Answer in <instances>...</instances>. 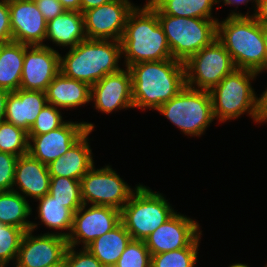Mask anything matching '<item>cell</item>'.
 Masks as SVG:
<instances>
[{
    "mask_svg": "<svg viewBox=\"0 0 267 267\" xmlns=\"http://www.w3.org/2000/svg\"><path fill=\"white\" fill-rule=\"evenodd\" d=\"M128 69L134 108L157 110L186 87L184 63L176 59L136 63Z\"/></svg>",
    "mask_w": 267,
    "mask_h": 267,
    "instance_id": "6da1fadb",
    "label": "cell"
},
{
    "mask_svg": "<svg viewBox=\"0 0 267 267\" xmlns=\"http://www.w3.org/2000/svg\"><path fill=\"white\" fill-rule=\"evenodd\" d=\"M125 67L173 59L157 12L146 2L129 13L121 39Z\"/></svg>",
    "mask_w": 267,
    "mask_h": 267,
    "instance_id": "7a4b0ae2",
    "label": "cell"
},
{
    "mask_svg": "<svg viewBox=\"0 0 267 267\" xmlns=\"http://www.w3.org/2000/svg\"><path fill=\"white\" fill-rule=\"evenodd\" d=\"M122 55L121 41L86 39L65 56L60 54V72L92 86L104 76L122 70L118 64Z\"/></svg>",
    "mask_w": 267,
    "mask_h": 267,
    "instance_id": "3957f363",
    "label": "cell"
},
{
    "mask_svg": "<svg viewBox=\"0 0 267 267\" xmlns=\"http://www.w3.org/2000/svg\"><path fill=\"white\" fill-rule=\"evenodd\" d=\"M217 40L230 54L236 69L266 71V48L261 24L253 16H228L217 21Z\"/></svg>",
    "mask_w": 267,
    "mask_h": 267,
    "instance_id": "277c9868",
    "label": "cell"
},
{
    "mask_svg": "<svg viewBox=\"0 0 267 267\" xmlns=\"http://www.w3.org/2000/svg\"><path fill=\"white\" fill-rule=\"evenodd\" d=\"M147 3L157 12L173 59L184 63L217 38L218 18L174 17L163 14L150 0Z\"/></svg>",
    "mask_w": 267,
    "mask_h": 267,
    "instance_id": "5b68a950",
    "label": "cell"
},
{
    "mask_svg": "<svg viewBox=\"0 0 267 267\" xmlns=\"http://www.w3.org/2000/svg\"><path fill=\"white\" fill-rule=\"evenodd\" d=\"M256 76V72L235 69L209 91L214 117L219 118V123L237 119L246 112L253 121L261 123L257 114V96L251 84Z\"/></svg>",
    "mask_w": 267,
    "mask_h": 267,
    "instance_id": "8992f818",
    "label": "cell"
},
{
    "mask_svg": "<svg viewBox=\"0 0 267 267\" xmlns=\"http://www.w3.org/2000/svg\"><path fill=\"white\" fill-rule=\"evenodd\" d=\"M121 223L132 239L145 241L176 211L166 198L145 185H140L120 210Z\"/></svg>",
    "mask_w": 267,
    "mask_h": 267,
    "instance_id": "52a82bcc",
    "label": "cell"
},
{
    "mask_svg": "<svg viewBox=\"0 0 267 267\" xmlns=\"http://www.w3.org/2000/svg\"><path fill=\"white\" fill-rule=\"evenodd\" d=\"M157 111L185 135L192 137H200L215 120L209 91L188 86L163 103Z\"/></svg>",
    "mask_w": 267,
    "mask_h": 267,
    "instance_id": "ba28073f",
    "label": "cell"
},
{
    "mask_svg": "<svg viewBox=\"0 0 267 267\" xmlns=\"http://www.w3.org/2000/svg\"><path fill=\"white\" fill-rule=\"evenodd\" d=\"M186 86L192 89L210 91L235 69L233 60L217 38L186 62Z\"/></svg>",
    "mask_w": 267,
    "mask_h": 267,
    "instance_id": "9c48e42d",
    "label": "cell"
},
{
    "mask_svg": "<svg viewBox=\"0 0 267 267\" xmlns=\"http://www.w3.org/2000/svg\"><path fill=\"white\" fill-rule=\"evenodd\" d=\"M81 196L83 204L111 206L121 210L129 201L133 190L113 170L112 166L95 169V165L81 178Z\"/></svg>",
    "mask_w": 267,
    "mask_h": 267,
    "instance_id": "30bf717a",
    "label": "cell"
},
{
    "mask_svg": "<svg viewBox=\"0 0 267 267\" xmlns=\"http://www.w3.org/2000/svg\"><path fill=\"white\" fill-rule=\"evenodd\" d=\"M83 204L73 216V225L67 237L68 246H88L96 238L113 230L121 223V212L111 206Z\"/></svg>",
    "mask_w": 267,
    "mask_h": 267,
    "instance_id": "8fae6325",
    "label": "cell"
},
{
    "mask_svg": "<svg viewBox=\"0 0 267 267\" xmlns=\"http://www.w3.org/2000/svg\"><path fill=\"white\" fill-rule=\"evenodd\" d=\"M135 5L129 0H112L83 12L87 39L121 41L129 13Z\"/></svg>",
    "mask_w": 267,
    "mask_h": 267,
    "instance_id": "7c38bea8",
    "label": "cell"
},
{
    "mask_svg": "<svg viewBox=\"0 0 267 267\" xmlns=\"http://www.w3.org/2000/svg\"><path fill=\"white\" fill-rule=\"evenodd\" d=\"M26 231L22 237L15 267H43L63 264L68 247L67 238L58 232H47L38 236Z\"/></svg>",
    "mask_w": 267,
    "mask_h": 267,
    "instance_id": "4fadbf2b",
    "label": "cell"
},
{
    "mask_svg": "<svg viewBox=\"0 0 267 267\" xmlns=\"http://www.w3.org/2000/svg\"><path fill=\"white\" fill-rule=\"evenodd\" d=\"M87 130L93 131L94 124L67 121L48 133L28 135V153L41 163L49 165L64 155Z\"/></svg>",
    "mask_w": 267,
    "mask_h": 267,
    "instance_id": "5bb4252c",
    "label": "cell"
},
{
    "mask_svg": "<svg viewBox=\"0 0 267 267\" xmlns=\"http://www.w3.org/2000/svg\"><path fill=\"white\" fill-rule=\"evenodd\" d=\"M60 72V53L51 46L25 45L20 89L43 91Z\"/></svg>",
    "mask_w": 267,
    "mask_h": 267,
    "instance_id": "9a60e30c",
    "label": "cell"
},
{
    "mask_svg": "<svg viewBox=\"0 0 267 267\" xmlns=\"http://www.w3.org/2000/svg\"><path fill=\"white\" fill-rule=\"evenodd\" d=\"M197 221L177 212L146 239L151 255L188 247L201 233Z\"/></svg>",
    "mask_w": 267,
    "mask_h": 267,
    "instance_id": "2e32d148",
    "label": "cell"
},
{
    "mask_svg": "<svg viewBox=\"0 0 267 267\" xmlns=\"http://www.w3.org/2000/svg\"><path fill=\"white\" fill-rule=\"evenodd\" d=\"M8 6L13 41L28 46L44 45L47 22L35 1L8 0Z\"/></svg>",
    "mask_w": 267,
    "mask_h": 267,
    "instance_id": "e0dca14e",
    "label": "cell"
},
{
    "mask_svg": "<svg viewBox=\"0 0 267 267\" xmlns=\"http://www.w3.org/2000/svg\"><path fill=\"white\" fill-rule=\"evenodd\" d=\"M91 101L98 111L110 114L114 110L134 108L129 69L104 76L91 86Z\"/></svg>",
    "mask_w": 267,
    "mask_h": 267,
    "instance_id": "ac0fdd59",
    "label": "cell"
},
{
    "mask_svg": "<svg viewBox=\"0 0 267 267\" xmlns=\"http://www.w3.org/2000/svg\"><path fill=\"white\" fill-rule=\"evenodd\" d=\"M51 176L48 166L29 153L18 157L15 165L13 189L24 198L39 199L49 193ZM14 187H17L15 189Z\"/></svg>",
    "mask_w": 267,
    "mask_h": 267,
    "instance_id": "d6986e66",
    "label": "cell"
},
{
    "mask_svg": "<svg viewBox=\"0 0 267 267\" xmlns=\"http://www.w3.org/2000/svg\"><path fill=\"white\" fill-rule=\"evenodd\" d=\"M47 104L45 92L19 88L8 95L4 120L28 133Z\"/></svg>",
    "mask_w": 267,
    "mask_h": 267,
    "instance_id": "ffe728a7",
    "label": "cell"
},
{
    "mask_svg": "<svg viewBox=\"0 0 267 267\" xmlns=\"http://www.w3.org/2000/svg\"><path fill=\"white\" fill-rule=\"evenodd\" d=\"M91 132L92 130H87L64 155L47 165L51 177L81 180L94 166L93 153L88 143Z\"/></svg>",
    "mask_w": 267,
    "mask_h": 267,
    "instance_id": "44dd1931",
    "label": "cell"
},
{
    "mask_svg": "<svg viewBox=\"0 0 267 267\" xmlns=\"http://www.w3.org/2000/svg\"><path fill=\"white\" fill-rule=\"evenodd\" d=\"M47 102L62 109L77 108L91 102V86L59 72L45 91Z\"/></svg>",
    "mask_w": 267,
    "mask_h": 267,
    "instance_id": "7402d4cb",
    "label": "cell"
},
{
    "mask_svg": "<svg viewBox=\"0 0 267 267\" xmlns=\"http://www.w3.org/2000/svg\"><path fill=\"white\" fill-rule=\"evenodd\" d=\"M47 39L59 47H69L70 49L74 48L81 41L86 40L83 13L66 10L61 15L47 22Z\"/></svg>",
    "mask_w": 267,
    "mask_h": 267,
    "instance_id": "603a6c76",
    "label": "cell"
},
{
    "mask_svg": "<svg viewBox=\"0 0 267 267\" xmlns=\"http://www.w3.org/2000/svg\"><path fill=\"white\" fill-rule=\"evenodd\" d=\"M131 235L120 223L113 230L96 238L85 248L93 254L104 267H114L121 254L131 241Z\"/></svg>",
    "mask_w": 267,
    "mask_h": 267,
    "instance_id": "cb8c5ba5",
    "label": "cell"
},
{
    "mask_svg": "<svg viewBox=\"0 0 267 267\" xmlns=\"http://www.w3.org/2000/svg\"><path fill=\"white\" fill-rule=\"evenodd\" d=\"M25 44L8 42L0 44V88L9 92L20 88Z\"/></svg>",
    "mask_w": 267,
    "mask_h": 267,
    "instance_id": "d4e9b609",
    "label": "cell"
},
{
    "mask_svg": "<svg viewBox=\"0 0 267 267\" xmlns=\"http://www.w3.org/2000/svg\"><path fill=\"white\" fill-rule=\"evenodd\" d=\"M28 201L14 190L0 191V223L34 232L38 224L27 220L32 213Z\"/></svg>",
    "mask_w": 267,
    "mask_h": 267,
    "instance_id": "484cf974",
    "label": "cell"
},
{
    "mask_svg": "<svg viewBox=\"0 0 267 267\" xmlns=\"http://www.w3.org/2000/svg\"><path fill=\"white\" fill-rule=\"evenodd\" d=\"M37 201H39L37 214L41 223L50 229L61 230L58 235L67 238L72 229L74 213L49 194ZM63 230H68L69 233L68 231L62 233Z\"/></svg>",
    "mask_w": 267,
    "mask_h": 267,
    "instance_id": "4316f807",
    "label": "cell"
},
{
    "mask_svg": "<svg viewBox=\"0 0 267 267\" xmlns=\"http://www.w3.org/2000/svg\"><path fill=\"white\" fill-rule=\"evenodd\" d=\"M163 14L174 17L214 19L213 5L218 0H150Z\"/></svg>",
    "mask_w": 267,
    "mask_h": 267,
    "instance_id": "83f0119b",
    "label": "cell"
},
{
    "mask_svg": "<svg viewBox=\"0 0 267 267\" xmlns=\"http://www.w3.org/2000/svg\"><path fill=\"white\" fill-rule=\"evenodd\" d=\"M49 195L75 213L82 205L80 180L51 177Z\"/></svg>",
    "mask_w": 267,
    "mask_h": 267,
    "instance_id": "f1b7e54d",
    "label": "cell"
},
{
    "mask_svg": "<svg viewBox=\"0 0 267 267\" xmlns=\"http://www.w3.org/2000/svg\"><path fill=\"white\" fill-rule=\"evenodd\" d=\"M201 235L186 248L151 255V267H194Z\"/></svg>",
    "mask_w": 267,
    "mask_h": 267,
    "instance_id": "f546056e",
    "label": "cell"
},
{
    "mask_svg": "<svg viewBox=\"0 0 267 267\" xmlns=\"http://www.w3.org/2000/svg\"><path fill=\"white\" fill-rule=\"evenodd\" d=\"M28 142L26 131L5 120L0 122V152L20 157L28 153Z\"/></svg>",
    "mask_w": 267,
    "mask_h": 267,
    "instance_id": "4dcf8cb0",
    "label": "cell"
},
{
    "mask_svg": "<svg viewBox=\"0 0 267 267\" xmlns=\"http://www.w3.org/2000/svg\"><path fill=\"white\" fill-rule=\"evenodd\" d=\"M24 233L21 228L0 223V267L16 262Z\"/></svg>",
    "mask_w": 267,
    "mask_h": 267,
    "instance_id": "1f68e13d",
    "label": "cell"
},
{
    "mask_svg": "<svg viewBox=\"0 0 267 267\" xmlns=\"http://www.w3.org/2000/svg\"><path fill=\"white\" fill-rule=\"evenodd\" d=\"M114 267H151V253L145 242L131 239Z\"/></svg>",
    "mask_w": 267,
    "mask_h": 267,
    "instance_id": "d6a6232c",
    "label": "cell"
},
{
    "mask_svg": "<svg viewBox=\"0 0 267 267\" xmlns=\"http://www.w3.org/2000/svg\"><path fill=\"white\" fill-rule=\"evenodd\" d=\"M59 110L60 109L57 107L48 103L39 113L35 123L28 132V135L45 134L62 126L66 120H63L62 114Z\"/></svg>",
    "mask_w": 267,
    "mask_h": 267,
    "instance_id": "836d02e7",
    "label": "cell"
},
{
    "mask_svg": "<svg viewBox=\"0 0 267 267\" xmlns=\"http://www.w3.org/2000/svg\"><path fill=\"white\" fill-rule=\"evenodd\" d=\"M74 249L72 246L67 247L63 267H104L86 248L79 249V252Z\"/></svg>",
    "mask_w": 267,
    "mask_h": 267,
    "instance_id": "e575fe53",
    "label": "cell"
},
{
    "mask_svg": "<svg viewBox=\"0 0 267 267\" xmlns=\"http://www.w3.org/2000/svg\"><path fill=\"white\" fill-rule=\"evenodd\" d=\"M17 159L18 156L0 152V191L13 189Z\"/></svg>",
    "mask_w": 267,
    "mask_h": 267,
    "instance_id": "d590c367",
    "label": "cell"
},
{
    "mask_svg": "<svg viewBox=\"0 0 267 267\" xmlns=\"http://www.w3.org/2000/svg\"><path fill=\"white\" fill-rule=\"evenodd\" d=\"M13 41L8 0H0V44Z\"/></svg>",
    "mask_w": 267,
    "mask_h": 267,
    "instance_id": "8d00e7d4",
    "label": "cell"
},
{
    "mask_svg": "<svg viewBox=\"0 0 267 267\" xmlns=\"http://www.w3.org/2000/svg\"><path fill=\"white\" fill-rule=\"evenodd\" d=\"M35 3L46 22L53 20L66 11L59 0H36Z\"/></svg>",
    "mask_w": 267,
    "mask_h": 267,
    "instance_id": "74e56055",
    "label": "cell"
},
{
    "mask_svg": "<svg viewBox=\"0 0 267 267\" xmlns=\"http://www.w3.org/2000/svg\"><path fill=\"white\" fill-rule=\"evenodd\" d=\"M254 12L255 13L251 15L248 13L243 15L242 13L233 10L228 16H253L259 24L267 25V0H257Z\"/></svg>",
    "mask_w": 267,
    "mask_h": 267,
    "instance_id": "f35d334b",
    "label": "cell"
},
{
    "mask_svg": "<svg viewBox=\"0 0 267 267\" xmlns=\"http://www.w3.org/2000/svg\"><path fill=\"white\" fill-rule=\"evenodd\" d=\"M257 114L261 123L267 122V89L257 97Z\"/></svg>",
    "mask_w": 267,
    "mask_h": 267,
    "instance_id": "ab89813d",
    "label": "cell"
},
{
    "mask_svg": "<svg viewBox=\"0 0 267 267\" xmlns=\"http://www.w3.org/2000/svg\"><path fill=\"white\" fill-rule=\"evenodd\" d=\"M112 0H81V12L98 7L102 4L108 3Z\"/></svg>",
    "mask_w": 267,
    "mask_h": 267,
    "instance_id": "60d3db41",
    "label": "cell"
},
{
    "mask_svg": "<svg viewBox=\"0 0 267 267\" xmlns=\"http://www.w3.org/2000/svg\"><path fill=\"white\" fill-rule=\"evenodd\" d=\"M9 91L0 88V122L4 121L5 112H6V102L9 95Z\"/></svg>",
    "mask_w": 267,
    "mask_h": 267,
    "instance_id": "b9f144b4",
    "label": "cell"
},
{
    "mask_svg": "<svg viewBox=\"0 0 267 267\" xmlns=\"http://www.w3.org/2000/svg\"><path fill=\"white\" fill-rule=\"evenodd\" d=\"M67 11L81 12V0H59Z\"/></svg>",
    "mask_w": 267,
    "mask_h": 267,
    "instance_id": "7bdbcfd3",
    "label": "cell"
},
{
    "mask_svg": "<svg viewBox=\"0 0 267 267\" xmlns=\"http://www.w3.org/2000/svg\"><path fill=\"white\" fill-rule=\"evenodd\" d=\"M249 1H252V3L254 2L255 4V9H256V1L257 0H218V4L220 3V2H223V4L224 5H238L239 6V4H247Z\"/></svg>",
    "mask_w": 267,
    "mask_h": 267,
    "instance_id": "ee69618b",
    "label": "cell"
},
{
    "mask_svg": "<svg viewBox=\"0 0 267 267\" xmlns=\"http://www.w3.org/2000/svg\"><path fill=\"white\" fill-rule=\"evenodd\" d=\"M261 30H262V36H263L265 48H266V70H267V25L261 24Z\"/></svg>",
    "mask_w": 267,
    "mask_h": 267,
    "instance_id": "f6af8a7d",
    "label": "cell"
},
{
    "mask_svg": "<svg viewBox=\"0 0 267 267\" xmlns=\"http://www.w3.org/2000/svg\"><path fill=\"white\" fill-rule=\"evenodd\" d=\"M229 267H250V266L246 264H242V263H235V264L230 265Z\"/></svg>",
    "mask_w": 267,
    "mask_h": 267,
    "instance_id": "bcb514c9",
    "label": "cell"
},
{
    "mask_svg": "<svg viewBox=\"0 0 267 267\" xmlns=\"http://www.w3.org/2000/svg\"><path fill=\"white\" fill-rule=\"evenodd\" d=\"M43 267H63V264H52V265H46Z\"/></svg>",
    "mask_w": 267,
    "mask_h": 267,
    "instance_id": "7dc6e473",
    "label": "cell"
}]
</instances>
